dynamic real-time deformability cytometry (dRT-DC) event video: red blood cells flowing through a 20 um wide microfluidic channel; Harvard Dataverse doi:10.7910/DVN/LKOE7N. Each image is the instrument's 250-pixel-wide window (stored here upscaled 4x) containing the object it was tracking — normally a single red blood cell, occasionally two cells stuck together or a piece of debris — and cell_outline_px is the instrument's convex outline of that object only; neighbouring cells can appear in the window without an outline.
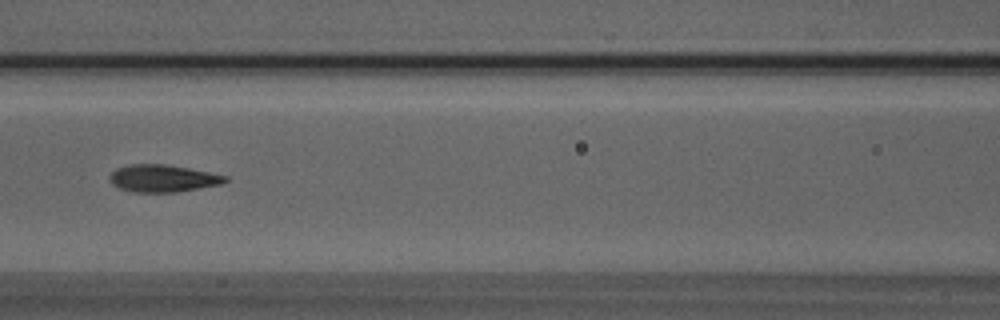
{"species": "Egyptian fruit bat (a non-hibernating species)", "species_latin": "Rousettus aegyptiacus", "temperature_condition": "room temperature", "stored_images_in_passage": 5, "camera_frame_rate_fps": 3000, "um_per_image_px": 0.085, "animal": {"sex": "male"}, "frame": {"image": 1, "passage_image": 5, "time_ms": 4.667, "image_size_px": [1000, 320], "cell_outline_px": [[228, 180], [220, 184], [200, 188], [176, 192], [132, 192], [120, 188], [112, 184], [108, 180], [108, 176], [116, 168], [128, 164], [164, 164], [188, 168], [228, 176]], "centroid_in_image_um": [13.79, 15.16], "position_along_channel_um": 152.8, "area_um2": 18.38}}